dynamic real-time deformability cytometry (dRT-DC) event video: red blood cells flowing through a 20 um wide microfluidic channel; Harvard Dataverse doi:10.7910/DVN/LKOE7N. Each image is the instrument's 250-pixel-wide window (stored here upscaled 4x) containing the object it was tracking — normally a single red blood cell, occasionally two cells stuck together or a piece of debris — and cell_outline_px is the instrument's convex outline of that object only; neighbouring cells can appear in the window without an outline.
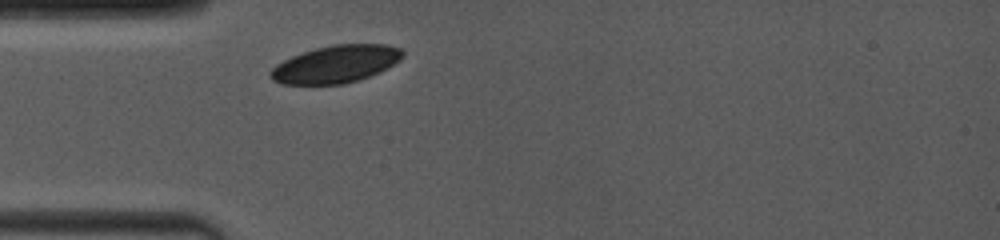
{"species": "common noctule bat (a hibernating species)", "species_latin": "Nyctalus noctula", "temperature_condition": "room temperature", "stored_images_in_passage": 1, "camera_frame_rate_fps": 4000, "um_per_image_px": 0.085, "animal": {"sex": "female", "body_mass_g": 19.0, "forearm_length_mm": 53.3}, "frame": {"image": 1, "passage_image": 1, "time_ms": 0.0, "image_size_px": [1000, 240], "cell_outline_px": [[404, 56], [400, 60], [368, 76], [344, 84], [280, 84], [272, 80], [268, 76], [268, 72], [276, 64], [292, 56], [316, 48], [336, 44], [384, 44], [400, 48], [404, 52]], "centroid_in_image_um": [28.49, 5.45], "position_along_channel_um": 56.5, "area_um2": 28.55}}